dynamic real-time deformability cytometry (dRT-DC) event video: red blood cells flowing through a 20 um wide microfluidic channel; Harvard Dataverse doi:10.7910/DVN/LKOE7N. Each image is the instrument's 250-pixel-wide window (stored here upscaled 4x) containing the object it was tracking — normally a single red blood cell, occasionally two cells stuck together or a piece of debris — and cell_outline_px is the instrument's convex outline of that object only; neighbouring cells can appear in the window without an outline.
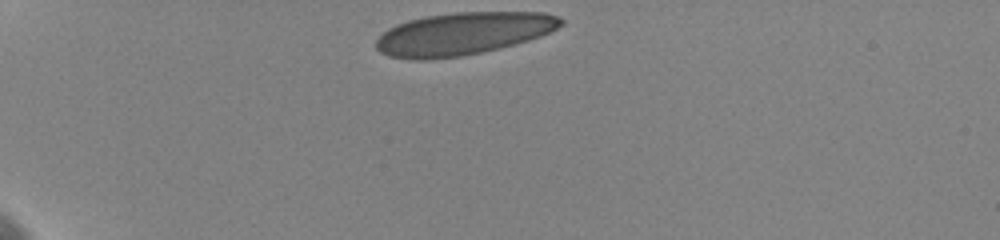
{"species": "human", "species_latin": "Homo sapiens", "temperature_condition": "cold", "stored_images_in_passage": 17, "camera_frame_rate_fps": 3000, "um_per_image_px": 0.085, "donor": {"sex": "female"}, "frame": {"image": 1, "passage_image": 1, "time_ms": 0.0, "image_size_px": [1000, 240], "cell_outline_px": [[564, 24], [540, 36], [528, 40], [500, 48], [460, 56], [424, 60], [412, 60], [388, 56], [380, 52], [376, 48], [376, 40], [388, 28], [396, 24], [408, 20], [424, 16], [456, 12], [544, 12], [560, 16], [564, 20]], "centroid_in_image_um": [39.35, 2.85], "position_along_channel_um": 45.7, "area_um2": 45.89}}
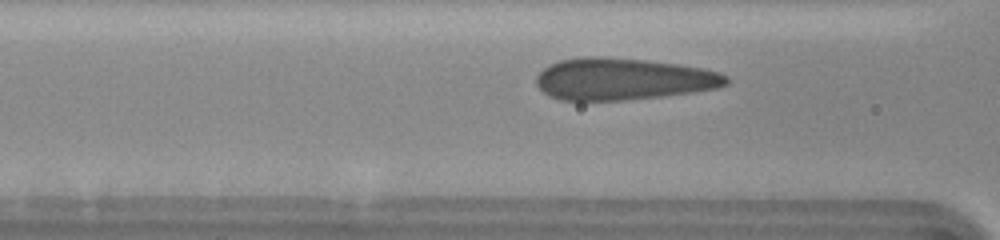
{"frame": {"image": 2, "passage_image": 10, "time_ms": 3.333, "image_size_px": [1000, 240], "cell_outline_px": [[728, 84], [716, 88], [692, 92], [660, 96], [624, 100], [560, 100], [548, 96], [536, 84], [536, 76], [548, 64], [560, 60], [584, 56], [604, 56], [644, 60], [680, 64], [704, 68], [720, 72], [728, 76]], "centroid_in_image_um": [52.95, 6.7], "position_along_channel_um": 113.7, "area_um2": 46.53}}
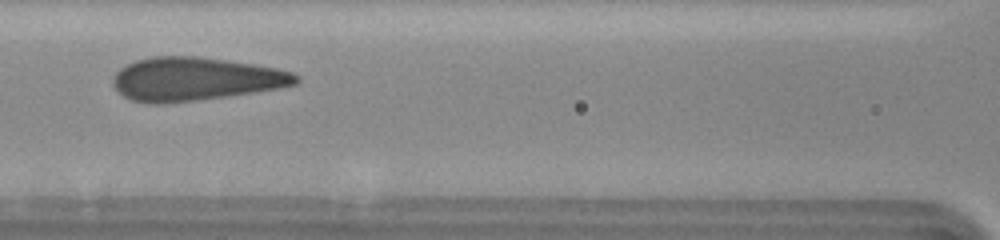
{"frame": {"image": 3, "passage_image": 13, "time_ms": 4.333, "image_size_px": [1000, 240], "cell_outline_px": [[300, 80], [296, 84], [280, 88], [228, 96], [196, 100], [160, 104], [148, 104], [132, 100], [124, 96], [112, 84], [112, 80], [116, 72], [120, 68], [136, 60], [152, 56], [196, 56], [252, 64], [276, 68], [292, 72], [300, 76]], "centroid_in_image_um": [16.59, 6.72], "position_along_channel_um": 150.0, "area_um2": 46.12}}